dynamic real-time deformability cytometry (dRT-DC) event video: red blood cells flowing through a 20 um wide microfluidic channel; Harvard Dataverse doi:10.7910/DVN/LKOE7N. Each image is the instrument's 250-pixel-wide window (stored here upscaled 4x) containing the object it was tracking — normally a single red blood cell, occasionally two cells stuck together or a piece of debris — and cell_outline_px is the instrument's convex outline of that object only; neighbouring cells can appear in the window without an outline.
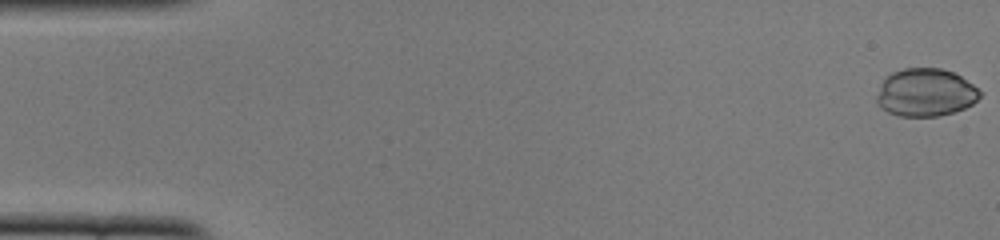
{"species": "common noctule bat (a hibernating species)", "species_latin": "Nyctalus noctula", "temperature_condition": "cold", "stored_images_in_passage": 30, "camera_frame_rate_fps": 3000, "um_per_image_px": 0.085, "animal": {"sex": "female", "body_mass_g": 22.0, "forearm_length_mm": 56.7}, "frame": {"image": 1, "passage_image": 1, "time_ms": 0.0, "image_size_px": [1000, 240], "cell_outline_px": [[980, 96], [972, 104], [964, 108], [940, 116], [900, 116], [888, 112], [876, 100], [876, 96], [880, 84], [892, 72], [904, 68], [940, 68], [952, 72], [960, 76], [972, 84], [980, 92]], "centroid_in_image_um": [78.66, 7.86], "position_along_channel_um": 6.3, "area_um2": 28.44}}
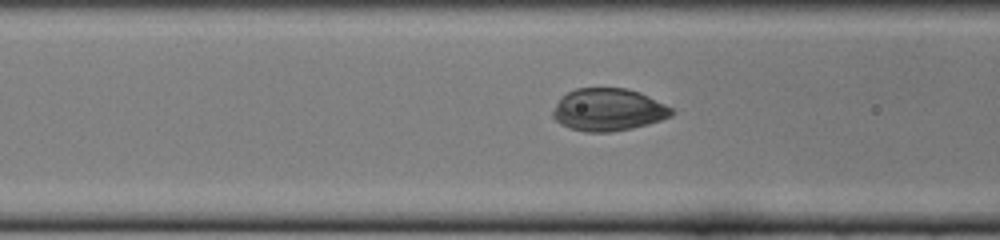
{"frame": {"image": 2, "passage_image": 20, "time_ms": 6.333, "image_size_px": [1000, 240], "cell_outline_px": [[676, 112], [672, 116], [648, 124], [632, 128], [612, 132], [584, 132], [568, 128], [560, 124], [552, 116], [552, 112], [560, 96], [576, 88], [624, 88], [640, 92], [672, 108]], "centroid_in_image_um": [51.68, 9.33], "position_along_channel_um": 114.9, "area_um2": 29.54}}
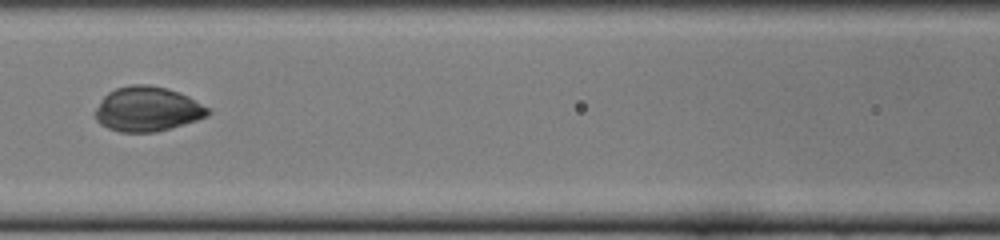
{"frame": {"image": 3, "passage_image": 23, "time_ms": 7.333, "image_size_px": [1000, 240], "cell_outline_px": [[212, 112], [208, 116], [196, 120], [156, 132], [120, 132], [108, 128], [100, 124], [96, 120], [96, 108], [104, 96], [108, 92], [116, 88], [132, 84], [148, 84], [168, 88], [180, 92], [188, 96], [208, 108]], "centroid_in_image_um": [12.53, 9.26], "position_along_channel_um": 154.1, "area_um2": 29.3}}